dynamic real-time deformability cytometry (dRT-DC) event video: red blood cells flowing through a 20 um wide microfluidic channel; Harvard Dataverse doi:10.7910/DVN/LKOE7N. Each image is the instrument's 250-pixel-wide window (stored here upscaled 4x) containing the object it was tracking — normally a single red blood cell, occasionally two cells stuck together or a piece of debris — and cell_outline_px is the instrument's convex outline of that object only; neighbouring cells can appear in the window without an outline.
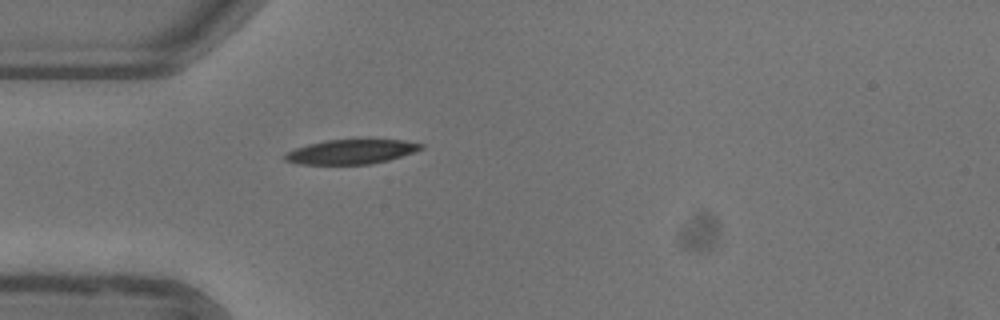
{"species": "common noctule bat (a hibernating species)", "species_latin": "Nyctalus noctula", "temperature_condition": "warm", "stored_images_in_passage": 30, "camera_frame_rate_fps": 3000, "um_per_image_px": 0.085, "animal": {"sex": "female"}, "frame": {"image": 1, "passage_image": 1, "time_ms": 0.0, "image_size_px": [1000, 320], "cell_outline_px": [[424, 148], [388, 160], [368, 164], [300, 164], [284, 160], [284, 156], [288, 152], [296, 148], [308, 144], [324, 140], [368, 136], [404, 140], [424, 144]], "centroid_in_image_um": [29.91, 12.83], "position_along_channel_um": 55.1, "area_um2": 20.29}}
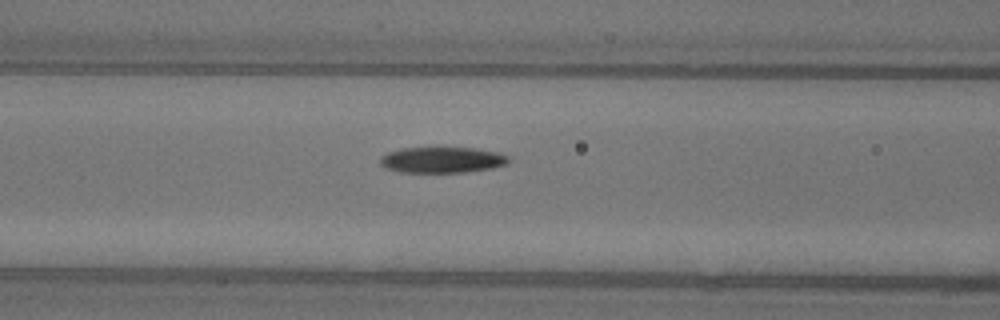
{"frame": {"image": 2, "passage_image": 7, "time_ms": 2.0, "image_size_px": [1000, 320], "cell_outline_px": [[512, 160], [508, 164], [492, 168], [464, 172], [400, 172], [388, 168], [380, 164], [380, 160], [388, 152], [400, 148], [436, 144], [472, 148], [500, 152], [508, 156]], "centroid_in_image_um": [37.62, 13.53], "position_along_channel_um": 129.0, "area_um2": 20.35}}
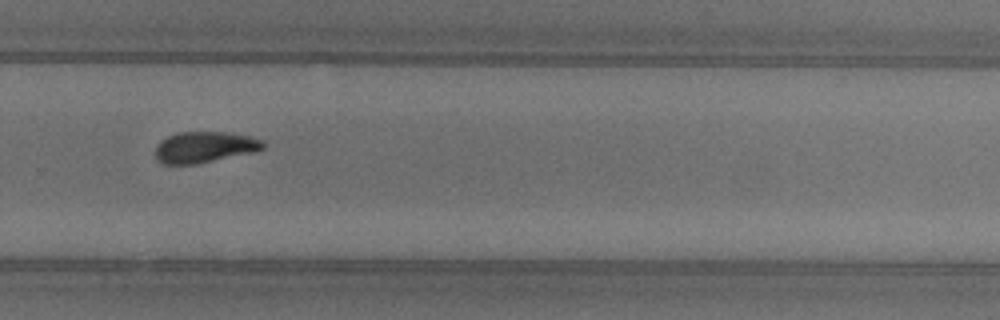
{"frame": {"image": 3, "passage_image": 21, "time_ms": 6.667, "image_size_px": [1000, 320], "cell_outline_px": [[268, 144], [264, 148], [256, 152], [196, 164], [164, 164], [156, 160], [156, 148], [160, 140], [168, 136], [180, 132], [228, 132], [248, 136], [264, 140]], "centroid_in_image_um": [17.43, 12.51], "position_along_channel_um": 312.4, "area_um2": 19.71}, "authors_computed_cell_mechanics": {"area_um2": 20.3456, "velocity_mm_per_s": 3.9356, "shape_relaxation_time_tau1_ms": 4.0964, "shape_relaxation_time_tau2_ms": 6.2754, "deformation_change_tau1": 0.1528, "deformation_change_tau2": 0.1408}}